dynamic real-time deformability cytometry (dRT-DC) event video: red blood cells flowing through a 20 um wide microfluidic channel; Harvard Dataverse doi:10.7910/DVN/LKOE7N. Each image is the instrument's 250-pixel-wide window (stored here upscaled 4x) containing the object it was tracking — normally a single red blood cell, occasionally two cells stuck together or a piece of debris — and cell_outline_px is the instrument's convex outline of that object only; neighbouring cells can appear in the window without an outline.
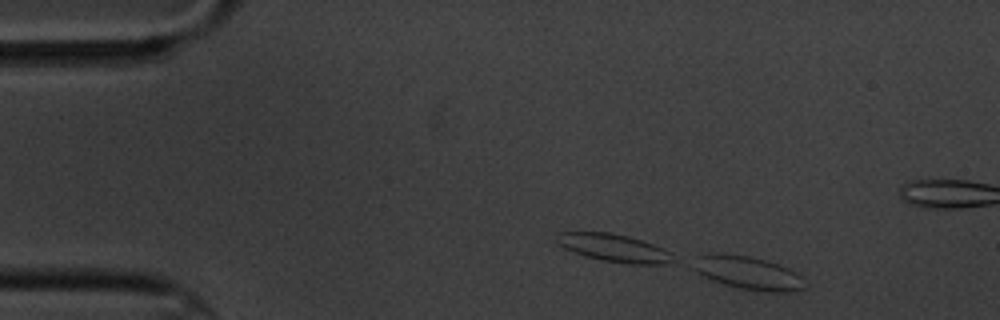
{"species": "common noctule bat (a hibernating species)", "species_latin": "Nyctalus noctula", "temperature_condition": "cold", "stored_images_in_passage": 5, "camera_frame_rate_fps": 3000, "um_per_image_px": 0.085, "animal": {"sex": "male", "body_mass_g": 20.1, "forearm_length_mm": 53.5}, "frame": {"image": 1, "passage_image": 1, "time_ms": 0.0, "image_size_px": [1000, 320], "cell_outline_px": [[808, 288], [788, 292], [764, 292], [740, 288], [724, 284], [700, 276], [692, 268], [688, 260], [696, 256], [708, 252], [712, 252], [748, 256], [768, 260], [780, 264], [796, 272], [800, 276]], "centroid_in_image_um": [63.5, 23.17], "position_along_channel_um": 21.5, "area_um2": 22.31}}
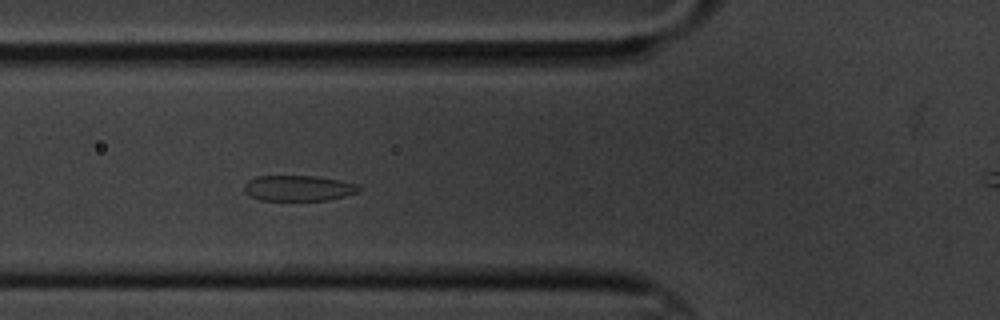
{"frame": {"image": 2, "passage_image": 5, "time_ms": 4.667, "image_size_px": [1000, 320], "cell_outline_px": [[360, 192], [344, 196], [324, 200], [260, 200], [248, 196], [244, 192], [244, 184], [248, 180], [256, 176], [312, 176], [340, 180], [356, 184], [360, 188]], "centroid_in_image_um": [25.31, 15.99], "position_along_channel_um": 100.5, "area_um2": 17.11}}